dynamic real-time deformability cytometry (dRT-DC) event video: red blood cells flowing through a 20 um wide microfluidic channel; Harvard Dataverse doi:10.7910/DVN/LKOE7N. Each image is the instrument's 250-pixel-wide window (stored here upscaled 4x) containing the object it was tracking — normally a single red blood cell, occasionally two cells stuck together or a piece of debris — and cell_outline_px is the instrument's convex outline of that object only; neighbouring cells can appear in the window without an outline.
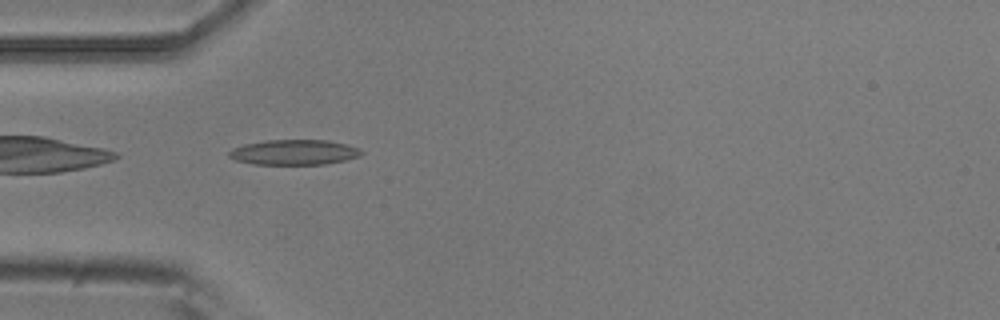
{"species": "common noctule bat (a hibernating species)", "species_latin": "Nyctalus noctula", "temperature_condition": "room temperature", "stored_images_in_passage": 4, "camera_frame_rate_fps": 3000, "um_per_image_px": 0.085, "animal": {"sex": "male", "body_mass_g": 20.5, "forearm_length_mm": 52.5}, "frame": {"image": 1, "passage_image": 3, "time_ms": 0.667, "image_size_px": [1000, 320], "cell_outline_px": [[364, 152], [360, 156], [344, 160], [324, 164], [252, 164], [236, 160], [228, 156], [228, 152], [232, 148], [244, 144], [264, 140], [328, 140], [348, 144], [360, 148]], "centroid_in_image_um": [25.01, 12.93], "position_along_channel_um": 60.0, "area_um2": 19.54}}
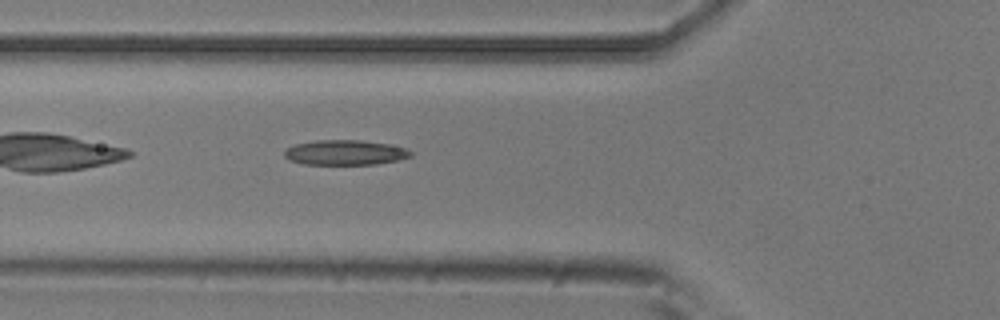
{"frame": {"image": 2, "passage_image": 4, "time_ms": 1.0, "image_size_px": [1000, 320], "cell_outline_px": [[412, 156], [396, 160], [376, 164], [304, 164], [288, 160], [284, 156], [284, 152], [288, 148], [296, 144], [316, 140], [360, 140], [388, 144], [404, 148], [412, 152]], "centroid_in_image_um": [29.31, 12.96], "position_along_channel_um": 96.5, "area_um2": 18.21}}